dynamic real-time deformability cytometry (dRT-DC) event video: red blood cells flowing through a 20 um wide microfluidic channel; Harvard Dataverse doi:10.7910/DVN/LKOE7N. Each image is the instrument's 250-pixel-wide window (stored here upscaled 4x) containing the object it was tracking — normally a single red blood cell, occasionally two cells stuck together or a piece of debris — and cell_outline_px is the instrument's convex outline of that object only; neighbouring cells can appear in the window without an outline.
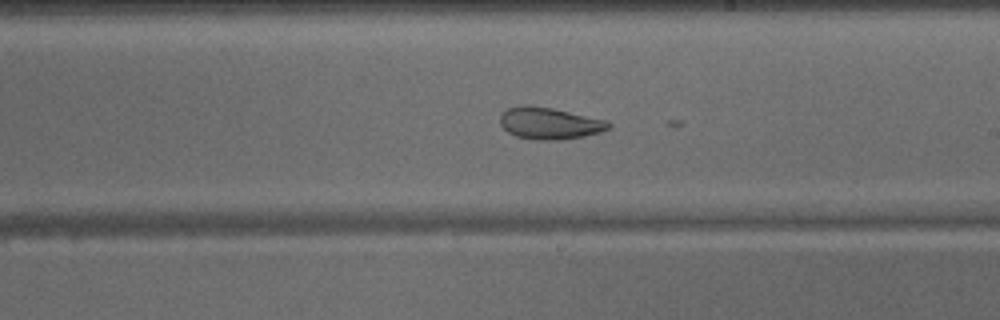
{"species": "common noctule bat (a hibernating species)", "species_latin": "Nyctalus noctula", "temperature_condition": "warm", "stored_images_in_passage": 40, "camera_frame_rate_fps": 3000, "um_per_image_px": 0.085, "animal": {"sex": "male", "body_mass_g": 15.6}, "frame": {"image": 1, "passage_image": 28, "time_ms": 9.0, "image_size_px": [1000, 320], "cell_outline_px": [[612, 128], [600, 132], [584, 136], [556, 140], [536, 140], [516, 136], [508, 132], [500, 124], [500, 116], [508, 108], [520, 104], [528, 104], [552, 108], [604, 120], [612, 124]], "centroid_in_image_um": [46.68, 10.47], "position_along_channel_um": 242.3, "area_um2": 20.06}}